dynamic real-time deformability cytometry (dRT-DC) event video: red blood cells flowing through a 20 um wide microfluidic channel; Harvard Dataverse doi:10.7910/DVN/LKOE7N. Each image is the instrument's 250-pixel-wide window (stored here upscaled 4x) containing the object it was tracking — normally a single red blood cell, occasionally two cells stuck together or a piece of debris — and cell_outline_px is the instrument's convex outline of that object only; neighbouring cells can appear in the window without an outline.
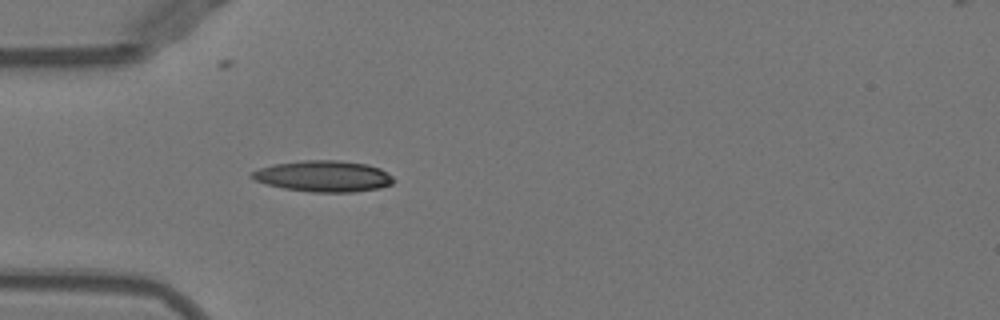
{"species": "Egyptian fruit bat (a non-hibernating species)", "species_latin": "Rousettus aegyptiacus", "temperature_condition": "warm", "stored_images_in_passage": 51, "camera_frame_rate_fps": 3000, "um_per_image_px": 0.085, "animal": {"sex": "female"}, "frame": {"image": 1, "passage_image": 15, "time_ms": 4.667, "image_size_px": [1000, 320], "cell_outline_px": [[396, 180], [392, 184], [380, 188], [352, 192], [312, 192], [284, 188], [252, 180], [248, 176], [252, 172], [260, 168], [272, 164], [304, 160], [340, 160], [368, 164], [380, 168], [388, 172]], "centroid_in_image_um": [27.51, 14.97], "position_along_channel_um": 57.5, "area_um2": 25.95}}
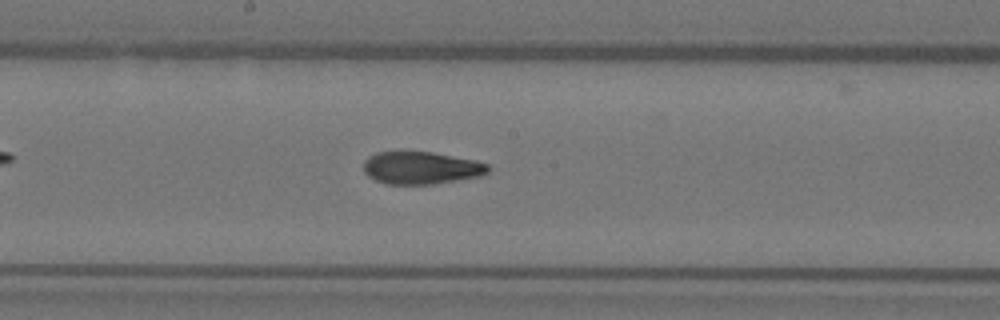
{"frame": {"image": 2, "passage_image": 27, "time_ms": 8.667, "image_size_px": [1000, 320], "cell_outline_px": [[492, 168], [488, 172], [480, 176], [432, 184], [388, 184], [376, 180], [368, 176], [364, 172], [364, 160], [368, 156], [376, 152], [400, 148], [432, 152], [476, 160], [488, 164]], "centroid_in_image_um": [35.75, 14.22], "position_along_channel_um": 212.4, "area_um2": 24.39}}
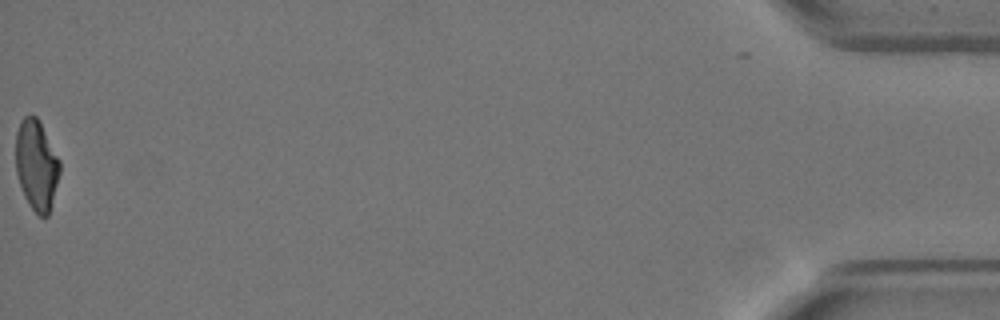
{"frame": {"image": 3, "passage_image": 51, "time_ms": 16.667, "image_size_px": [1000, 320], "cell_outline_px": [[60, 172], [48, 216], [40, 216], [28, 204], [24, 196], [16, 172], [16, 132], [20, 120], [24, 116], [36, 116], [60, 160]], "centroid_in_image_um": [3.09, 14.03], "position_along_channel_um": 432.1, "area_um2": 22.89}, "authors_computed_cell_mechanics": {"area_um2": 24.0448, "velocity_mm_per_s": 3.977, "shape_relaxation_time_tau1_ms": 8.9209, "shape_relaxation_time_tau2_ms": 2.263, "deformation_change_tau1": 0.2718, "deformation_change_tau2": 0.0966}}